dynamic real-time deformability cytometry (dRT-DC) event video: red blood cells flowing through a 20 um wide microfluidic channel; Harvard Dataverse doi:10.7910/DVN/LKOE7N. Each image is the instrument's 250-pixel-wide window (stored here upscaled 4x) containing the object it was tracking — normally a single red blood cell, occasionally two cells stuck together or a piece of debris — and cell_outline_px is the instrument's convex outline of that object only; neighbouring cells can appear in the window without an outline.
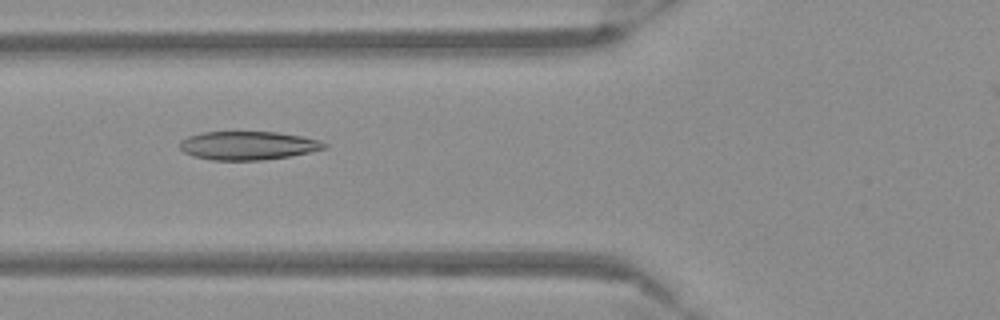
{"species": "Egyptian fruit bat (a non-hibernating species)", "species_latin": "Rousettus aegyptiacus", "temperature_condition": "warm", "stored_images_in_passage": 44, "camera_frame_rate_fps": 3000, "um_per_image_px": 0.085, "frame": {"image": 1, "passage_image": 14, "time_ms": 4.333, "image_size_px": [1000, 320], "cell_outline_px": [[328, 148], [288, 156], [260, 160], [212, 160], [192, 156], [184, 152], [180, 148], [180, 140], [188, 136], [204, 132], [276, 132], [300, 136], [320, 140], [328, 144]], "centroid_in_image_um": [21.07, 12.37], "position_along_channel_um": 104.7, "area_um2": 23.93}}
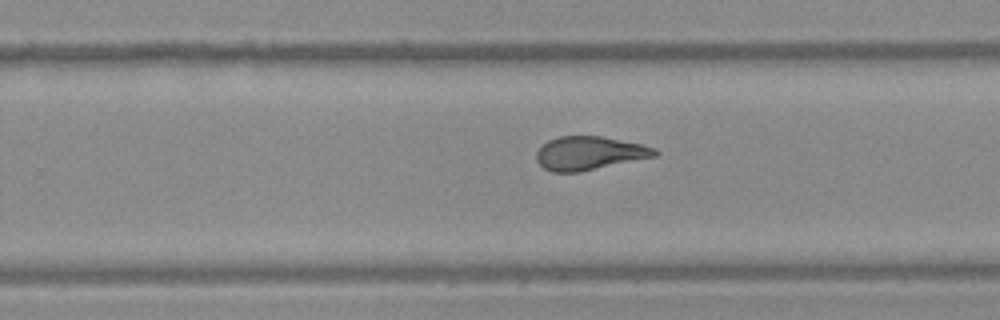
{"frame": {"image": 2, "passage_image": 28, "time_ms": 9.0, "image_size_px": [1000, 320], "cell_outline_px": [[660, 152], [656, 156], [580, 172], [552, 172], [544, 168], [536, 160], [536, 152], [548, 140], [560, 136], [600, 136], [640, 144], [656, 148]], "centroid_in_image_um": [50.09, 13.02], "position_along_channel_um": 279.7, "area_um2": 23.0}}
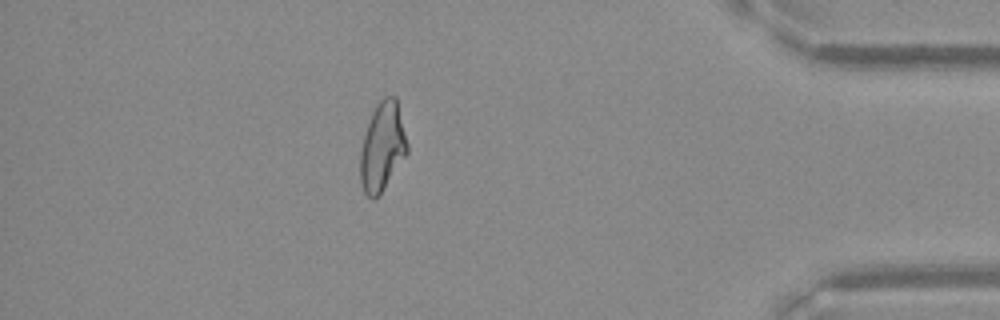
{"frame": {"image": 3, "passage_image": 41, "time_ms": 13.333, "image_size_px": [1000, 320], "cell_outline_px": [[408, 152], [380, 196], [372, 200], [364, 192], [360, 180], [360, 152], [364, 136], [372, 112], [376, 104], [384, 96], [396, 96], [408, 144]], "centroid_in_image_um": [32.5, 12.5], "position_along_channel_um": 402.7, "area_um2": 24.39}}